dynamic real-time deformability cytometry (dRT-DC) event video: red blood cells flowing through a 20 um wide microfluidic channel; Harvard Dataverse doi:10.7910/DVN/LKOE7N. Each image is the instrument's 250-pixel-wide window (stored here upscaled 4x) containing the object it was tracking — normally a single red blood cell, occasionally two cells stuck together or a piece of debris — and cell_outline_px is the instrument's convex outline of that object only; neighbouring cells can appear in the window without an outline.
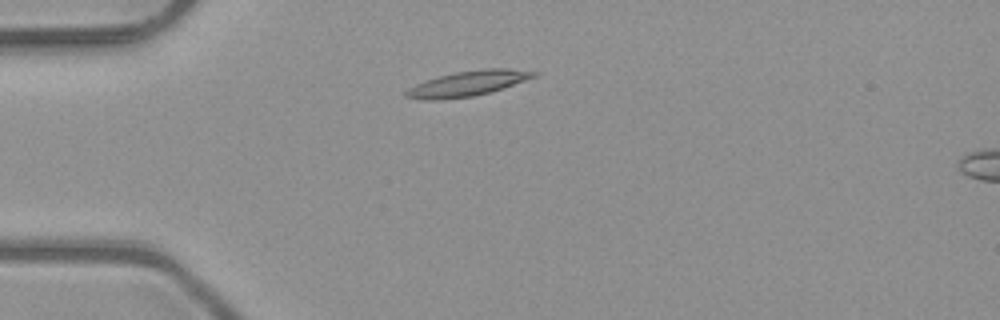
{"species": "common noctule bat (a hibernating species)", "species_latin": "Nyctalus noctula", "temperature_condition": "room temperature", "stored_images_in_passage": 2, "camera_frame_rate_fps": 3000, "um_per_image_px": 0.085, "animal": {"sex": "male", "body_mass_g": 23.1, "forearm_length_mm": 52.7}, "frame": {"image": 1, "passage_image": 1, "time_ms": 0.0, "image_size_px": [1000, 320], "cell_outline_px": [[540, 72], [536, 76], [504, 88], [492, 92], [472, 96], [436, 100], [420, 100], [404, 96], [404, 92], [408, 88], [416, 84], [452, 72], [484, 68], [508, 68]], "centroid_in_image_um": [39.77, 7.09], "position_along_channel_um": 45.2, "area_um2": 18.84}}